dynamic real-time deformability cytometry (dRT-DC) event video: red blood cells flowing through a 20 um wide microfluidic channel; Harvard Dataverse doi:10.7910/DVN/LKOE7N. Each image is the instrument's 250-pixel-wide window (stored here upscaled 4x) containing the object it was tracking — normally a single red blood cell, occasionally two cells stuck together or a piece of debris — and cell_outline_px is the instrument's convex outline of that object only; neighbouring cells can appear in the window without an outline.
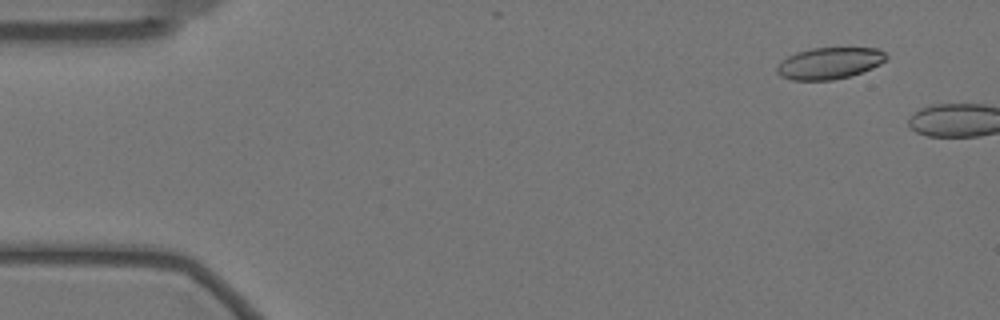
{"species": "Egyptian fruit bat (a non-hibernating species)", "species_latin": "Rousettus aegyptiacus", "temperature_condition": "warm", "stored_images_in_passage": 4, "camera_frame_rate_fps": 3000, "um_per_image_px": 0.085, "animal": {"sex": "female"}, "frame": {"image": 1, "passage_image": 2, "time_ms": 0.333, "image_size_px": [1000, 320], "cell_outline_px": [[888, 56], [880, 64], [872, 68], [848, 76], [832, 80], [792, 80], [780, 76], [776, 72], [776, 68], [780, 60], [796, 52], [812, 48], [880, 48]], "centroid_in_image_um": [70.46, 5.37], "position_along_channel_um": 14.5, "area_um2": 20.11}}